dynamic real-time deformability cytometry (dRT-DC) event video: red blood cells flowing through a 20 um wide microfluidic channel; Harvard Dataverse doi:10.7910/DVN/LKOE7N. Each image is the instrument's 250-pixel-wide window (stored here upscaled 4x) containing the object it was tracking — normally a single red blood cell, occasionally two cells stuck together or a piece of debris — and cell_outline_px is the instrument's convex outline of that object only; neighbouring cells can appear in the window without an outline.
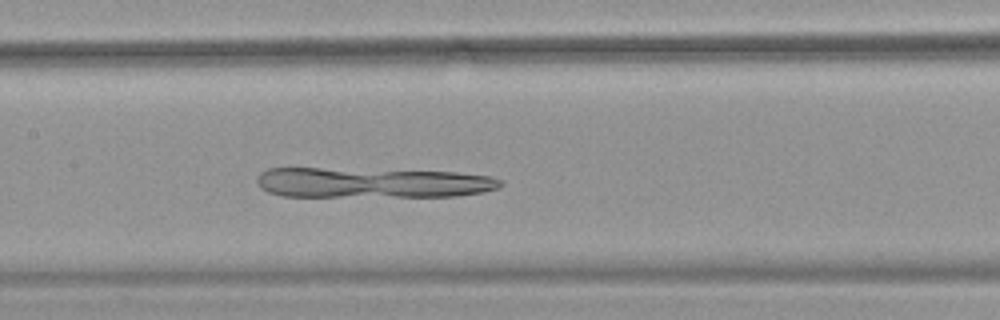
{"species": "common noctule bat (a hibernating species)", "species_latin": "Nyctalus noctula", "temperature_condition": "warm", "stored_images_in_passage": 53, "camera_frame_rate_fps": 3000, "um_per_image_px": 0.085, "animal": {"sex": "female", "body_mass_g": 18.4}, "frame": {"image": 1, "passage_image": 26, "time_ms": 8.333, "image_size_px": [1000, 320], "cell_outline_px": [[504, 184], [496, 188], [484, 192], [456, 196], [284, 196], [268, 192], [260, 188], [256, 184], [256, 176], [260, 172], [268, 168], [320, 168], [456, 172], [492, 176], [504, 180]], "centroid_in_image_um": [31.62, 15.52], "position_along_channel_um": 175.8, "area_um2": 43.12}}